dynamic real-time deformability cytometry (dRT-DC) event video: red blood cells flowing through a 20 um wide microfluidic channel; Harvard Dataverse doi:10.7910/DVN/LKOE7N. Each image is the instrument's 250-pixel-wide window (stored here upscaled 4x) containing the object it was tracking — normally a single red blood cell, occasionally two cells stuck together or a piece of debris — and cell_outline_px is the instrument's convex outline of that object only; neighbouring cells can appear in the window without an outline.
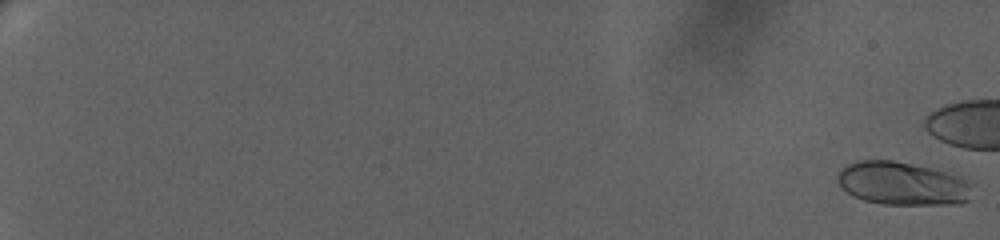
{"species": "human", "species_latin": "Homo sapiens", "temperature_condition": "warm", "stored_images_in_passage": 62, "camera_frame_rate_fps": 3000, "um_per_image_px": 0.085, "donor": {"sex": "female"}, "frame": {"image": 1, "passage_image": 1, "time_ms": 0.0, "image_size_px": [1000, 240], "cell_outline_px": [[972, 184], [968, 200], [960, 204], [880, 204], [864, 200], [852, 196], [836, 180], [836, 176], [848, 164], [856, 160], [892, 160], [932, 168], [960, 176]], "centroid_in_image_um": [76.7, 15.6], "position_along_channel_um": 8.3, "area_um2": 33.87}}
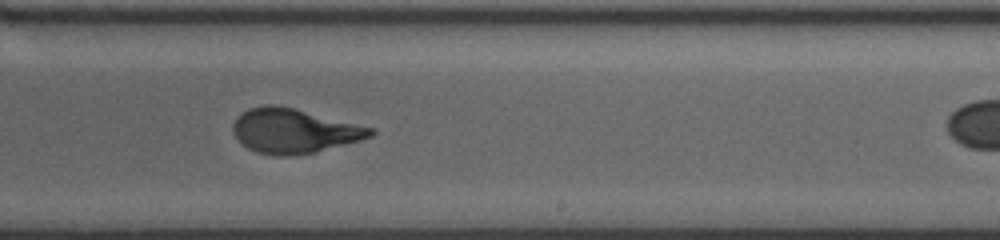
{"frame": {"image": 2, "passage_image": 47, "time_ms": 15.333, "image_size_px": [1000, 240], "cell_outline_px": [[376, 132], [372, 136], [360, 140], [316, 152], [288, 156], [276, 156], [256, 152], [248, 148], [232, 132], [232, 124], [248, 108], [268, 104], [272, 104], [296, 108], [376, 128]], "centroid_in_image_um": [25.03, 11.12], "position_along_channel_um": 264.0, "area_um2": 35.72}}
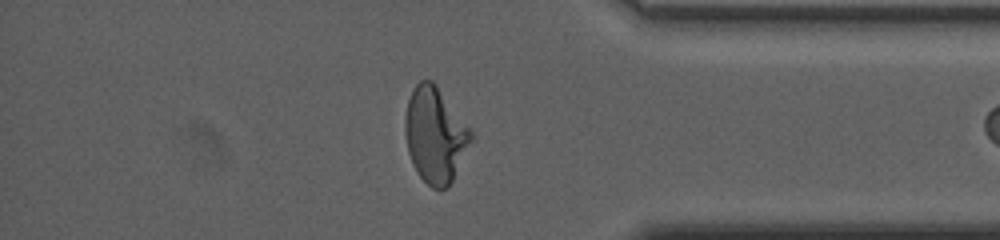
{"frame": {"image": 3, "passage_image": 60, "time_ms": 19.667, "image_size_px": [1000, 240], "cell_outline_px": [[472, 140], [448, 188], [432, 188], [416, 172], [412, 164], [408, 152], [404, 132], [404, 120], [408, 100], [412, 88], [420, 80], [432, 80], [436, 84], [472, 132]], "centroid_in_image_um": [36.95, 11.46], "position_along_channel_um": 398.3, "area_um2": 36.36}}